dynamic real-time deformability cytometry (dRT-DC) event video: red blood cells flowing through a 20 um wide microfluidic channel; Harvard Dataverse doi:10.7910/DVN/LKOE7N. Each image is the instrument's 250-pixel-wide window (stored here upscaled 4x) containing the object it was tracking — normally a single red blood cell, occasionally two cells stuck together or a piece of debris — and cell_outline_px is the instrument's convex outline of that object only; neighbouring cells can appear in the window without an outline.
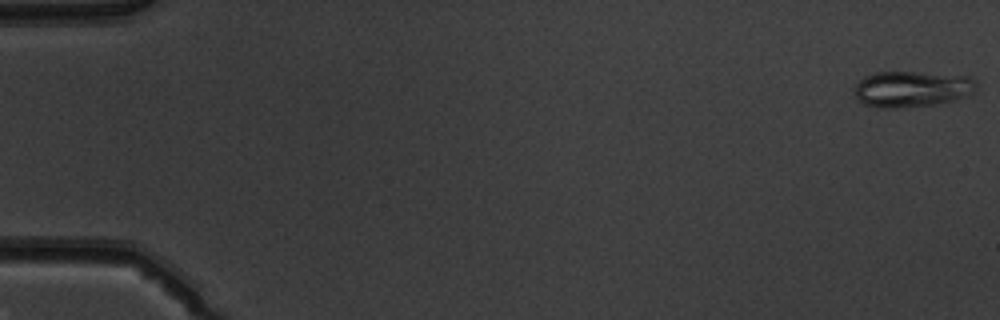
{"species": "common noctule bat (a hibernating species)", "species_latin": "Nyctalus noctula", "temperature_condition": "warm", "stored_images_in_passage": 51, "camera_frame_rate_fps": 3000, "um_per_image_px": 0.085, "animal": {"sex": "male", "body_mass_g": 19.5, "forearm_length_mm": 54.6}, "frame": {"image": 1, "passage_image": 1, "time_ms": 0.0, "image_size_px": [1000, 320], "cell_outline_px": [[976, 92], [968, 96], [956, 100], [936, 104], [896, 108], [876, 108], [864, 104], [856, 100], [856, 84], [864, 76], [876, 72], [916, 72], [972, 76], [976, 80]], "centroid_in_image_um": [77.55, 7.57], "position_along_channel_um": 7.4, "area_um2": 25.95}}
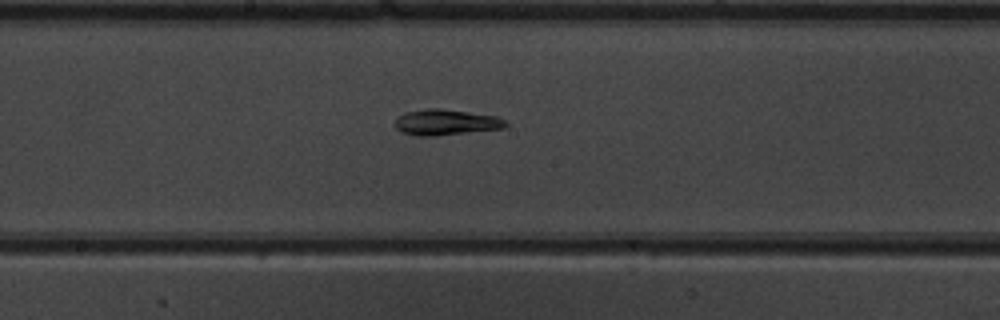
{"frame": {"image": 2, "passage_image": 28, "time_ms": 9.0, "image_size_px": [1000, 320], "cell_outline_px": [[508, 124], [504, 128], [436, 136], [416, 136], [400, 132], [396, 128], [396, 120], [404, 112], [428, 108], [440, 108], [496, 116], [504, 120]], "centroid_in_image_um": [37.88, 10.4], "position_along_channel_um": 210.3, "area_um2": 16.59}}
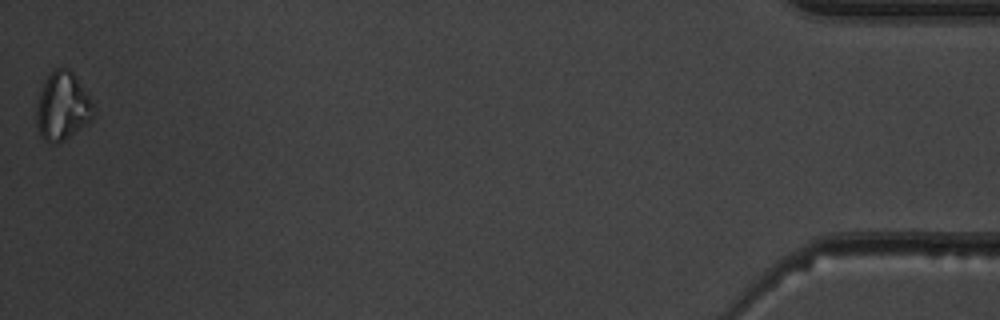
{"frame": {"image": 3, "passage_image": 51, "time_ms": 16.667, "image_size_px": [1000, 320], "cell_outline_px": [[96, 112], [92, 120], [88, 124], [56, 144], [48, 144], [40, 136], [36, 124], [36, 104], [44, 80], [52, 68], [68, 68], [76, 76], [92, 100]], "centroid_in_image_um": [5.31, 9.04], "position_along_channel_um": 429.9, "area_um2": 23.18}, "authors_computed_cell_mechanics": {"area_um2": 19.3052, "velocity_mm_per_s": 4.0297, "shape_relaxation_time_tau1_ms": null, "shape_relaxation_time_tau2_ms": 3.9385, "deformation_change_tau1": null, "deformation_change_tau2": 0.1021}}